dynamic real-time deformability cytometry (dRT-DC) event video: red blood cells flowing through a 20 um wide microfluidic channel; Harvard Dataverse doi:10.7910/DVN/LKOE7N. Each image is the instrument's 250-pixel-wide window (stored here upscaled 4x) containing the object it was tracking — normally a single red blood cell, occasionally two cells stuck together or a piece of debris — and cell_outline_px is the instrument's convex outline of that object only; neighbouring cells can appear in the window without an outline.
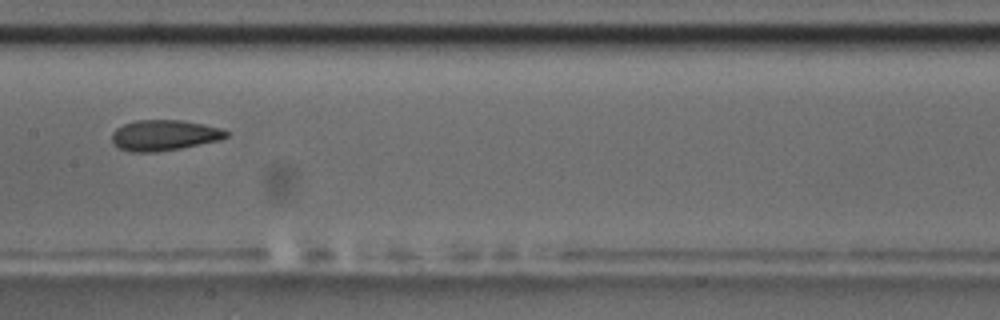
{"species": "common noctule bat (a hibernating species)", "species_latin": "Nyctalus noctula", "temperature_condition": "room temperature", "stored_images_in_passage": 4, "camera_frame_rate_fps": 3000, "um_per_image_px": 0.085, "animal": {"sex": "male", "body_mass_g": 17.5, "forearm_length_mm": 52.3}, "frame": {"image": 1, "passage_image": 4, "time_ms": 3.333, "image_size_px": [1000, 320], "cell_outline_px": [[228, 136], [220, 140], [180, 148], [156, 152], [132, 152], [120, 148], [112, 144], [112, 132], [116, 128], [124, 124], [136, 120], [180, 120], [204, 124], [220, 128], [228, 132]], "centroid_in_image_um": [13.93, 11.49], "position_along_channel_um": 193.5, "area_um2": 20.4}}